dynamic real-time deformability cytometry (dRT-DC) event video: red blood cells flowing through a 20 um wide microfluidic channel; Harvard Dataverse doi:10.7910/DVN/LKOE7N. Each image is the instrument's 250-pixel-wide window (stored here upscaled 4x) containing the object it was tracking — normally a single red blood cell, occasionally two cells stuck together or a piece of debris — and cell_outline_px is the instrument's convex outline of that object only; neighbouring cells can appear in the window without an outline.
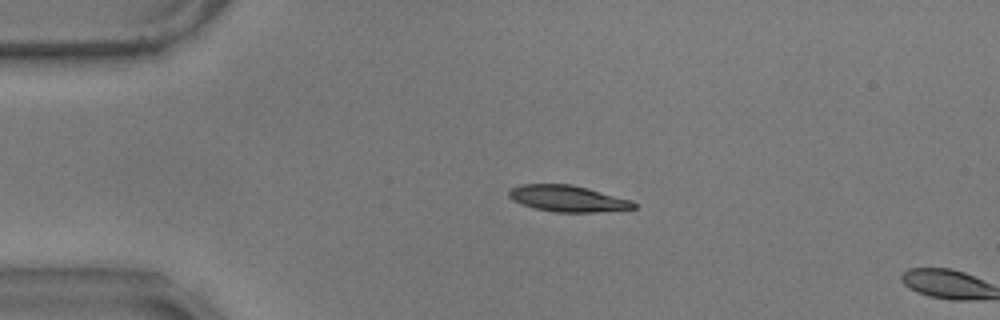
{"species": "common noctule bat (a hibernating species)", "species_latin": "Nyctalus noctula", "temperature_condition": "warm", "stored_images_in_passage": 3, "camera_frame_rate_fps": 3000, "um_per_image_px": 0.085, "animal": {"sex": "male", "body_mass_g": 17.9}, "frame": {"image": 1, "passage_image": 1, "time_ms": 0.0, "image_size_px": [1000, 320], "cell_outline_px": [[636, 208], [596, 212], [556, 212], [536, 208], [520, 204], [512, 200], [508, 196], [508, 192], [512, 188], [520, 184], [572, 184], [588, 188], [632, 200], [636, 204]], "centroid_in_image_um": [48.25, 16.87], "position_along_channel_um": 36.8, "area_um2": 19.13}}